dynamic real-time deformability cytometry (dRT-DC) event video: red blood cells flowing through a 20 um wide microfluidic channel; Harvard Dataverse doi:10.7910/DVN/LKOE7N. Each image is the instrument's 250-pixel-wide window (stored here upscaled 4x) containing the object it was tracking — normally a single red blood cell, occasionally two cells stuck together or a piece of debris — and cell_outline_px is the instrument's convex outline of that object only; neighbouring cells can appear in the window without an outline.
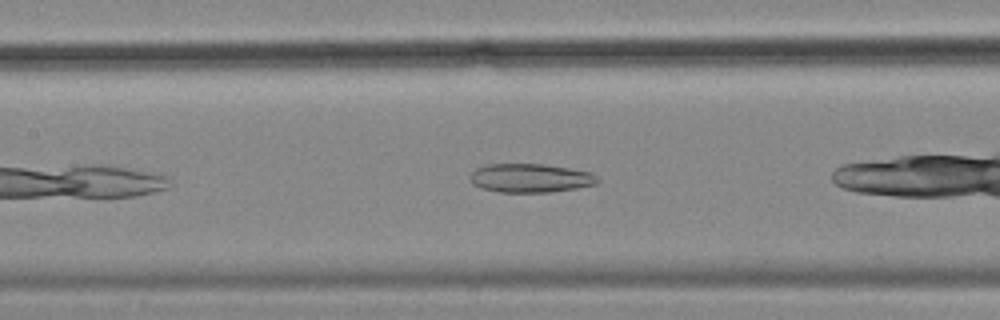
{"species": "common noctule bat (a hibernating species)", "species_latin": "Nyctalus noctula", "temperature_condition": "cold", "stored_images_in_passage": 13, "camera_frame_rate_fps": 3000, "um_per_image_px": 0.085, "animal": {"sex": "female", "body_mass_g": 18.4}, "frame": {"image": 1, "passage_image": 8, "time_ms": 2.333, "image_size_px": [1000, 320], "cell_outline_px": [[600, 180], [596, 184], [576, 188], [552, 192], [500, 192], [480, 188], [472, 184], [468, 176], [476, 168], [488, 164], [544, 164], [592, 172]], "centroid_in_image_um": [45.06, 15.13], "position_along_channel_um": 162.3, "area_um2": 21.5}}